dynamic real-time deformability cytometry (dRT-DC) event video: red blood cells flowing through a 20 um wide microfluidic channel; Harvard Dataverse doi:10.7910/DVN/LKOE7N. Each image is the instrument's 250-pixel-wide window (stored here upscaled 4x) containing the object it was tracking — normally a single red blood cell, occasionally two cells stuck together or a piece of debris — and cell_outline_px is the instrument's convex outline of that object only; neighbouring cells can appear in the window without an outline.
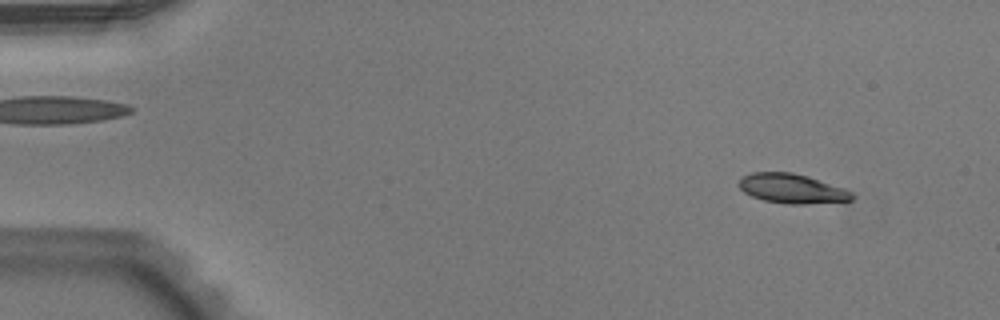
{"species": "Egyptian fruit bat (a non-hibernating species)", "species_latin": "Rousettus aegyptiacus", "temperature_condition": "warm", "stored_images_in_passage": 51, "camera_frame_rate_fps": 3000, "um_per_image_px": 0.085, "animal": {"sex": "male"}, "frame": {"image": 1, "passage_image": 5, "time_ms": 1.333, "image_size_px": [1000, 320], "cell_outline_px": [[852, 200], [804, 204], [788, 204], [764, 200], [752, 196], [744, 192], [736, 184], [740, 176], [752, 172], [792, 172], [808, 176], [844, 188], [852, 192]], "centroid_in_image_um": [67.25, 16.01], "position_along_channel_um": 17.7, "area_um2": 19.48}}
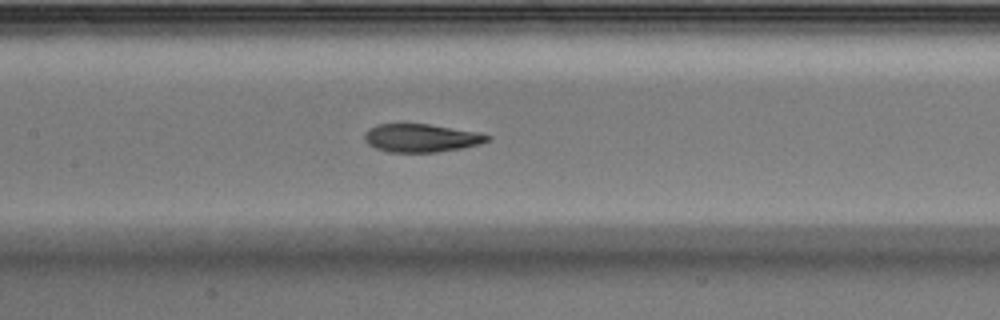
{"frame": {"image": 2, "passage_image": 25, "time_ms": 8.0, "image_size_px": [1000, 320], "cell_outline_px": [[492, 136], [488, 140], [480, 144], [460, 148], [436, 152], [388, 152], [376, 148], [368, 144], [364, 140], [364, 132], [368, 128], [376, 124], [428, 124], [480, 132]], "centroid_in_image_um": [35.78, 11.72], "position_along_channel_um": 171.6, "area_um2": 20.23}}
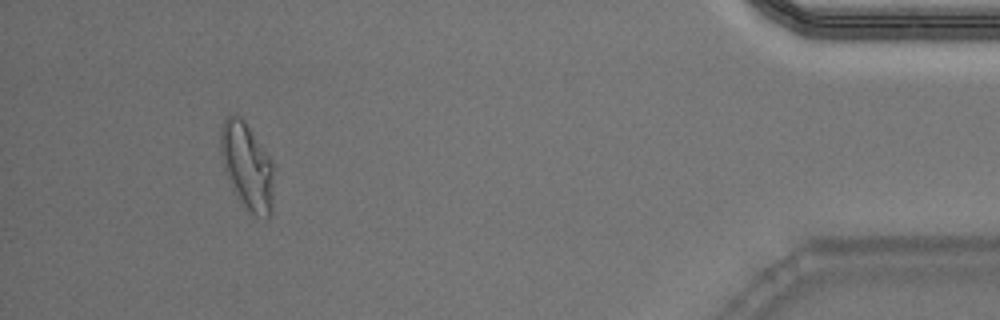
{"frame": {"image": 3, "passage_image": 48, "time_ms": 15.667, "image_size_px": [1000, 320], "cell_outline_px": [[276, 164], [272, 212], [264, 220], [248, 216], [232, 192], [220, 156], [220, 128], [224, 120], [232, 112], [236, 112], [244, 120]], "centroid_in_image_um": [21.03, 14.21], "position_along_channel_um": 414.2, "area_um2": 28.73}, "authors_computed_cell_mechanics": {"area_um2": 20.6346, "velocity_mm_per_s": 3.9335, "shape_relaxation_time_tau1_ms": null, "shape_relaxation_time_tau2_ms": 1.9686, "deformation_change_tau1": null, "deformation_change_tau2": 0.0767}}